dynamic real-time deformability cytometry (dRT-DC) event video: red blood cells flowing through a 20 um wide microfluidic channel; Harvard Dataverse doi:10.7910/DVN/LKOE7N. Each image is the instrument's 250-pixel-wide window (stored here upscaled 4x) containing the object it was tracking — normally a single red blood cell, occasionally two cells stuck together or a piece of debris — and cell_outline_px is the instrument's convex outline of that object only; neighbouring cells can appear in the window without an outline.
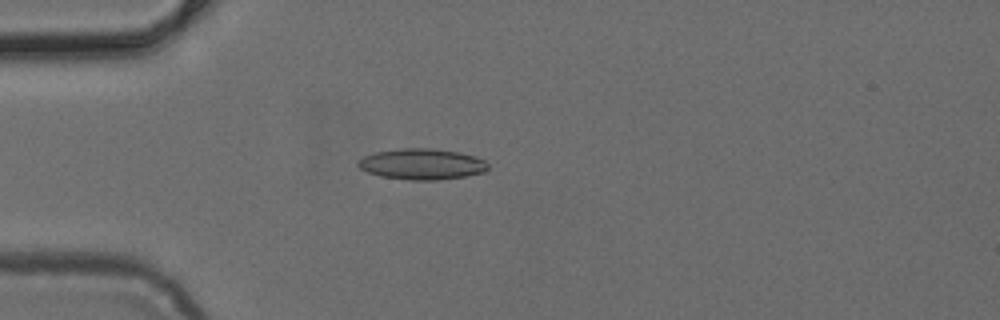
{"species": "common noctule bat (a hibernating species)", "species_latin": "Nyctalus noctula", "temperature_condition": "cold", "stored_images_in_passage": 43, "camera_frame_rate_fps": 3000, "um_per_image_px": 0.085, "animal": {"sex": "female", "body_mass_g": 24.6, "forearm_length_mm": 56.2}, "frame": {"image": 1, "passage_image": 11, "time_ms": 3.333, "image_size_px": [1000, 320], "cell_outline_px": [[488, 168], [484, 172], [464, 176], [436, 180], [408, 180], [380, 176], [368, 172], [360, 168], [356, 164], [364, 156], [376, 152], [400, 148], [432, 148], [460, 152], [476, 156], [484, 160], [488, 164]], "centroid_in_image_um": [35.87, 13.94], "position_along_channel_um": 49.1, "area_um2": 23.41}}
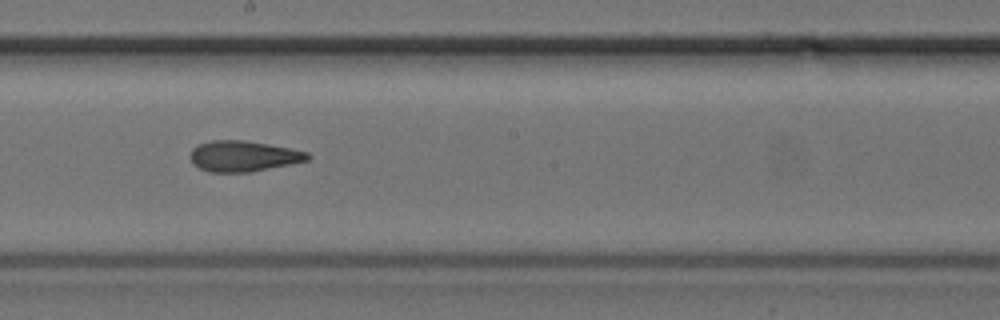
{"frame": {"image": 2, "passage_image": 25, "time_ms": 8.0, "image_size_px": [1000, 320], "cell_outline_px": [[312, 156], [308, 160], [292, 164], [252, 172], [208, 172], [192, 164], [192, 148], [200, 144], [212, 140], [244, 140], [292, 148], [308, 152]], "centroid_in_image_um": [20.73, 13.28], "position_along_channel_um": 227.5, "area_um2": 21.1}}
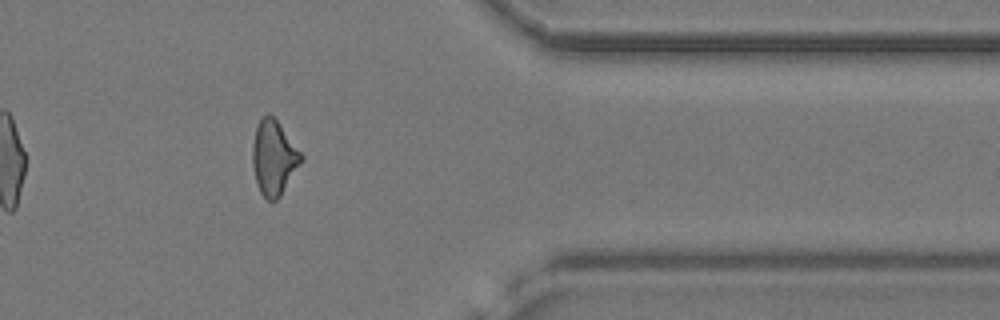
{"frame": {"image": 3, "passage_image": 38, "time_ms": 12.333, "image_size_px": [1000, 320], "cell_outline_px": [[304, 160], [280, 196], [276, 200], [268, 200], [260, 192], [256, 180], [252, 164], [252, 144], [256, 128], [260, 120], [268, 112], [280, 124], [304, 156]], "centroid_in_image_um": [23.29, 13.41], "position_along_channel_um": 388.1, "area_um2": 21.1}}